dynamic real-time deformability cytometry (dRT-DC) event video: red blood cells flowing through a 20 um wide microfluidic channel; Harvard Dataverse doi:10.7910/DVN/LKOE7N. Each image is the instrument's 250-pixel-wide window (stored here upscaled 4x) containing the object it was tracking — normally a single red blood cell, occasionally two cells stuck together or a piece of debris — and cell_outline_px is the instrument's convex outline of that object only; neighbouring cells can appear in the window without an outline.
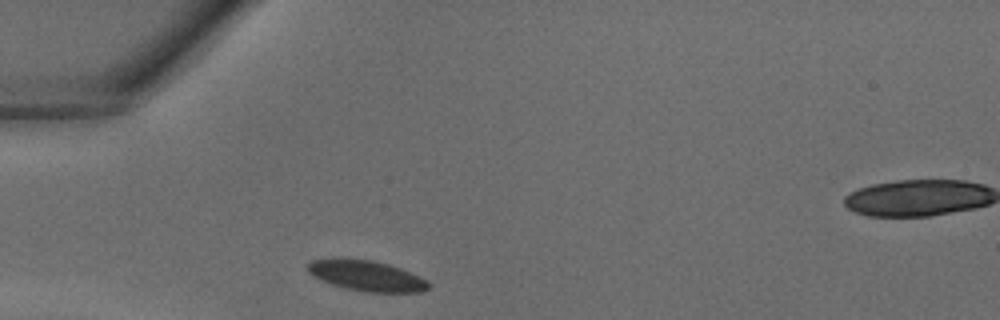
{"species": "common noctule bat (a hibernating species)", "species_latin": "Nyctalus noctula", "temperature_condition": "warm", "stored_images_in_passage": 23, "camera_frame_rate_fps": 3000, "um_per_image_px": 0.085, "animal": {"sex": "male", "body_mass_g": 18.8}, "frame": {"image": 1, "passage_image": 1, "time_ms": 0.0, "image_size_px": [1000, 320], "cell_outline_px": [[432, 288], [420, 292], [364, 292], [344, 288], [320, 280], [308, 272], [308, 264], [312, 260], [372, 260], [388, 264], [400, 268], [428, 280], [432, 284]], "centroid_in_image_um": [31.24, 23.48], "position_along_channel_um": 53.8, "area_um2": 21.15}}
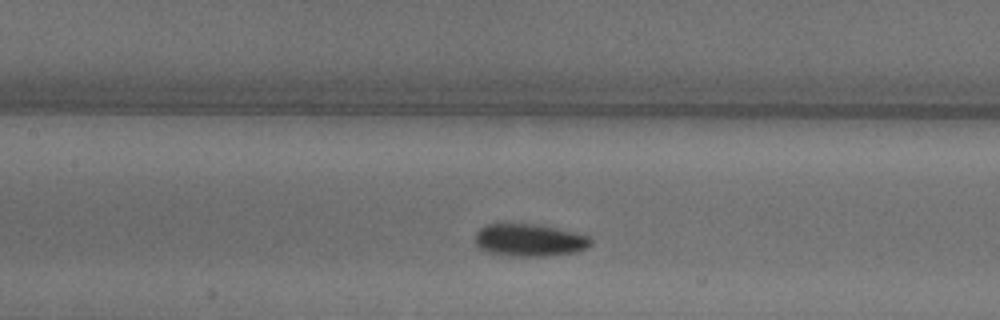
{"frame": {"image": 2, "passage_image": 8, "time_ms": 2.333, "image_size_px": [1000, 320], "cell_outline_px": [[592, 244], [576, 252], [544, 256], [508, 256], [488, 252], [480, 248], [476, 244], [476, 232], [484, 224], [540, 224], [576, 232], [588, 236], [592, 240]], "centroid_in_image_um": [45.0, 20.4], "position_along_channel_um": 162.4, "area_um2": 21.96}}
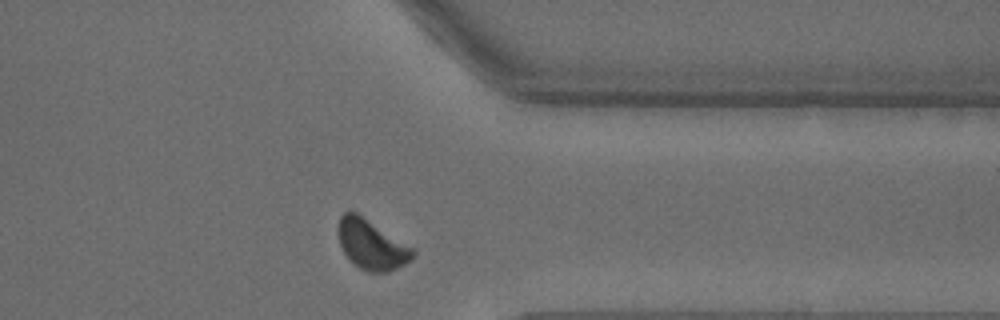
{"frame": {"image": 3, "passage_image": 21, "time_ms": 6.667, "image_size_px": [1000, 320], "cell_outline_px": [[416, 256], [412, 260], [388, 272], [368, 272], [360, 268], [344, 252], [340, 244], [340, 216], [344, 212], [356, 212], [412, 248], [416, 252]], "centroid_in_image_um": [31.62, 20.82], "position_along_channel_um": 379.8, "area_um2": 20.87}}